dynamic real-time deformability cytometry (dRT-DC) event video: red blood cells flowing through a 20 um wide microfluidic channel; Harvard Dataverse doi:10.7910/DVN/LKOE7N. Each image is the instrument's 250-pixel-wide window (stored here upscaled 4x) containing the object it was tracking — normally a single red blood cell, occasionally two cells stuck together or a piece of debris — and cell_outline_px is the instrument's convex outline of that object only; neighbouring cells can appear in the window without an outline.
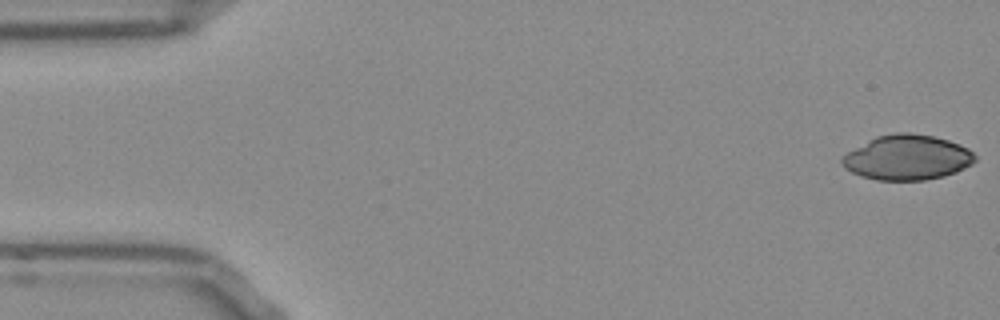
{"species": "Egyptian fruit bat (a non-hibernating species)", "species_latin": "Rousettus aegyptiacus", "temperature_condition": "room temperature", "stored_images_in_passage": 34, "camera_frame_rate_fps": 3000, "um_per_image_px": 0.085, "frame": {"image": 1, "passage_image": 1, "time_ms": 0.0, "image_size_px": [1000, 320], "cell_outline_px": [[976, 160], [972, 164], [956, 172], [944, 176], [924, 180], [876, 180], [860, 176], [844, 168], [840, 164], [840, 160], [848, 152], [868, 140], [876, 136], [896, 132], [912, 132], [932, 136], [948, 140], [960, 144], [968, 148], [976, 156]], "centroid_in_image_um": [77.11, 13.38], "position_along_channel_um": 7.9, "area_um2": 35.03}}